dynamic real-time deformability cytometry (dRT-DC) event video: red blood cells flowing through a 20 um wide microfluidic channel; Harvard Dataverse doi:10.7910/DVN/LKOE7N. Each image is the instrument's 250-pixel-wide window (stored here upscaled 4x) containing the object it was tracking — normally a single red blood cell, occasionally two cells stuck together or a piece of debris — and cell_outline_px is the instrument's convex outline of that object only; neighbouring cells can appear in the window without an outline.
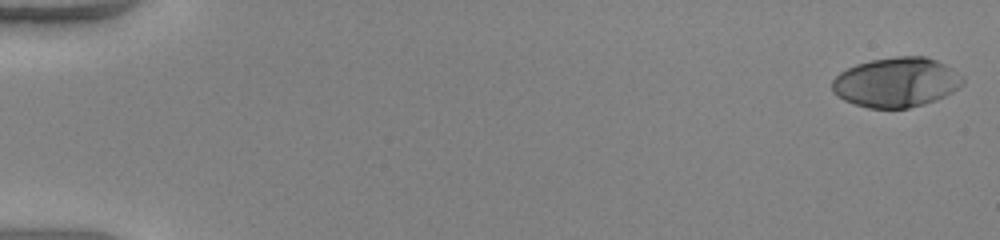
{"species": "human", "species_latin": "Homo sapiens", "temperature_condition": "warm", "stored_images_in_passage": 51, "camera_frame_rate_fps": 3000, "um_per_image_px": 0.085, "donor": {"sex": "female"}, "frame": {"image": 1, "passage_image": 1, "time_ms": 0.0, "image_size_px": [1000, 240], "cell_outline_px": [[964, 84], [960, 88], [936, 100], [924, 104], [908, 108], [868, 108], [844, 100], [836, 96], [832, 92], [832, 80], [840, 72], [856, 64], [872, 60], [896, 56], [924, 56], [936, 60], [952, 68], [964, 76]], "centroid_in_image_um": [76.2, 6.99], "position_along_channel_um": 8.8, "area_um2": 38.03}}
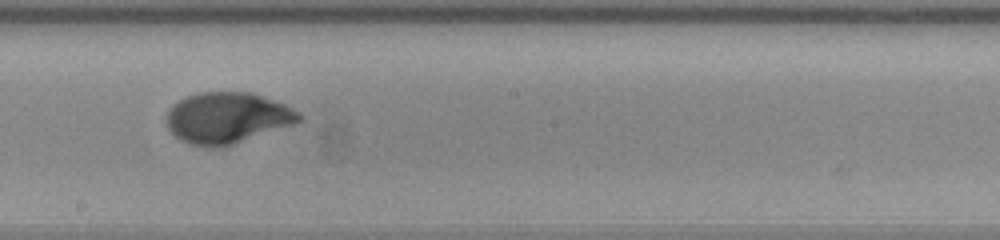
{"frame": {"image": 2, "passage_image": 30, "time_ms": 9.667, "image_size_px": [1000, 240], "cell_outline_px": [[304, 120], [220, 148], [212, 148], [188, 144], [180, 140], [168, 128], [168, 112], [172, 104], [188, 96], [200, 92], [252, 92], [284, 104], [300, 112], [304, 116]], "centroid_in_image_um": [19.33, 10.02], "position_along_channel_um": 228.9, "area_um2": 39.19}}
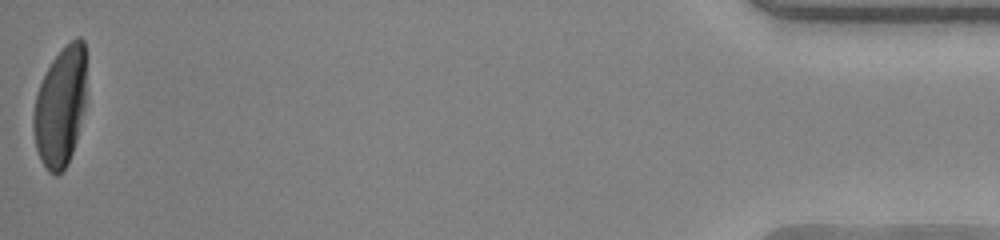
{"frame": {"image": 3, "passage_image": 51, "time_ms": 16.667, "image_size_px": [1000, 240], "cell_outline_px": [[84, 108], [76, 140], [68, 164], [56, 176], [48, 172], [40, 160], [36, 148], [32, 128], [32, 116], [36, 96], [40, 84], [52, 60], [76, 36], [80, 36], [84, 40]], "centroid_in_image_um": [5.1, 9.12], "position_along_channel_um": 430.1, "area_um2": 36.41}, "authors_computed_cell_mechanics": {"area_um2": 38.0324, "velocity_mm_per_s": 4.1115, "shape_relaxation_time_tau1_ms": 4.9536, "shape_relaxation_time_tau2_ms": null, "deformation_change_tau1": 0.2828, "deformation_change_tau2": null}}